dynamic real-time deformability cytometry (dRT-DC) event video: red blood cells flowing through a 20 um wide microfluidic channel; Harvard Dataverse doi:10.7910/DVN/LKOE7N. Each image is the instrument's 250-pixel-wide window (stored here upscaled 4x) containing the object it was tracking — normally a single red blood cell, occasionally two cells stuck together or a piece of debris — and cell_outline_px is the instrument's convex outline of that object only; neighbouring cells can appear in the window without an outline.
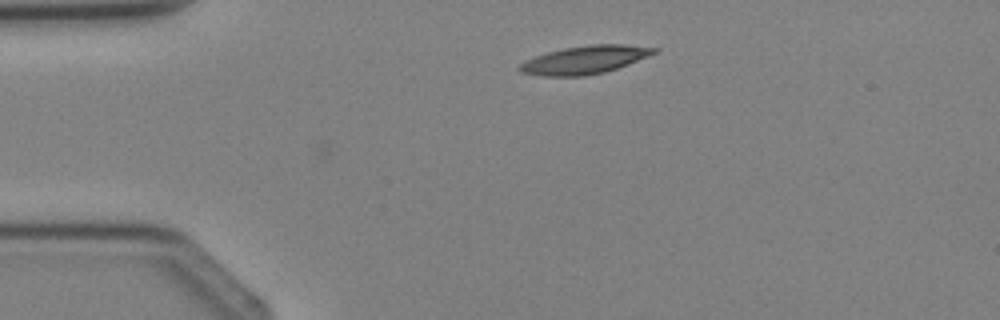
{"species": "Egyptian fruit bat (a non-hibernating species)", "species_latin": "Rousettus aegyptiacus", "temperature_condition": "cold", "stored_images_in_passage": 1, "camera_frame_rate_fps": 3000, "um_per_image_px": 0.085, "animal": {"sex": "female"}, "frame": {"image": 1, "passage_image": 1, "time_ms": 0.0, "image_size_px": [1000, 320], "cell_outline_px": [[660, 48], [656, 52], [648, 56], [628, 64], [604, 72], [584, 76], [540, 76], [520, 72], [516, 68], [520, 64], [536, 56], [548, 52], [564, 48], [588, 44], [624, 44]], "centroid_in_image_um": [49.7, 5.08], "position_along_channel_um": 35.3, "area_um2": 21.91}}